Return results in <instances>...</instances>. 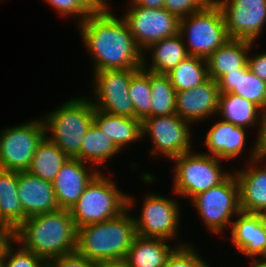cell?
<instances>
[{
    "label": "cell",
    "instance_id": "cell-1",
    "mask_svg": "<svg viewBox=\"0 0 266 267\" xmlns=\"http://www.w3.org/2000/svg\"><path fill=\"white\" fill-rule=\"evenodd\" d=\"M111 11L95 10L78 24L85 50L92 56L93 71L142 68L143 52L122 17Z\"/></svg>",
    "mask_w": 266,
    "mask_h": 267
},
{
    "label": "cell",
    "instance_id": "cell-2",
    "mask_svg": "<svg viewBox=\"0 0 266 267\" xmlns=\"http://www.w3.org/2000/svg\"><path fill=\"white\" fill-rule=\"evenodd\" d=\"M78 229L69 209L28 217L13 233V244L42 257L52 258L76 251Z\"/></svg>",
    "mask_w": 266,
    "mask_h": 267
},
{
    "label": "cell",
    "instance_id": "cell-3",
    "mask_svg": "<svg viewBox=\"0 0 266 267\" xmlns=\"http://www.w3.org/2000/svg\"><path fill=\"white\" fill-rule=\"evenodd\" d=\"M134 199L128 194V208L118 216L78 228L76 250L96 263L125 259L137 236L134 217L130 214Z\"/></svg>",
    "mask_w": 266,
    "mask_h": 267
},
{
    "label": "cell",
    "instance_id": "cell-4",
    "mask_svg": "<svg viewBox=\"0 0 266 267\" xmlns=\"http://www.w3.org/2000/svg\"><path fill=\"white\" fill-rule=\"evenodd\" d=\"M94 111L91 97L70 98L53 112L44 113L45 135L69 158L80 160L81 144L93 123Z\"/></svg>",
    "mask_w": 266,
    "mask_h": 267
},
{
    "label": "cell",
    "instance_id": "cell-5",
    "mask_svg": "<svg viewBox=\"0 0 266 267\" xmlns=\"http://www.w3.org/2000/svg\"><path fill=\"white\" fill-rule=\"evenodd\" d=\"M107 177L99 171L70 209L77 229L112 219L128 208V195L119 190L113 179Z\"/></svg>",
    "mask_w": 266,
    "mask_h": 267
},
{
    "label": "cell",
    "instance_id": "cell-6",
    "mask_svg": "<svg viewBox=\"0 0 266 267\" xmlns=\"http://www.w3.org/2000/svg\"><path fill=\"white\" fill-rule=\"evenodd\" d=\"M179 34L188 54L204 59L230 39L222 11L214 0L200 11L181 18Z\"/></svg>",
    "mask_w": 266,
    "mask_h": 267
},
{
    "label": "cell",
    "instance_id": "cell-7",
    "mask_svg": "<svg viewBox=\"0 0 266 267\" xmlns=\"http://www.w3.org/2000/svg\"><path fill=\"white\" fill-rule=\"evenodd\" d=\"M174 162L173 192L191 199L222 183L231 173L222 169L221 159L204 153L188 152Z\"/></svg>",
    "mask_w": 266,
    "mask_h": 267
},
{
    "label": "cell",
    "instance_id": "cell-8",
    "mask_svg": "<svg viewBox=\"0 0 266 267\" xmlns=\"http://www.w3.org/2000/svg\"><path fill=\"white\" fill-rule=\"evenodd\" d=\"M190 200L211 234L221 236L224 230L231 228L232 218L241 212L239 185L234 172L219 185L198 193Z\"/></svg>",
    "mask_w": 266,
    "mask_h": 267
},
{
    "label": "cell",
    "instance_id": "cell-9",
    "mask_svg": "<svg viewBox=\"0 0 266 267\" xmlns=\"http://www.w3.org/2000/svg\"><path fill=\"white\" fill-rule=\"evenodd\" d=\"M44 136L45 124L42 117L1 130L0 169L27 171L36 147Z\"/></svg>",
    "mask_w": 266,
    "mask_h": 267
},
{
    "label": "cell",
    "instance_id": "cell-10",
    "mask_svg": "<svg viewBox=\"0 0 266 267\" xmlns=\"http://www.w3.org/2000/svg\"><path fill=\"white\" fill-rule=\"evenodd\" d=\"M190 122L182 119L178 114L147 117L142 121V138H151L154 157L174 159L191 152L192 133Z\"/></svg>",
    "mask_w": 266,
    "mask_h": 267
},
{
    "label": "cell",
    "instance_id": "cell-11",
    "mask_svg": "<svg viewBox=\"0 0 266 267\" xmlns=\"http://www.w3.org/2000/svg\"><path fill=\"white\" fill-rule=\"evenodd\" d=\"M128 2L129 8L121 17L143 53L152 44L179 33L180 19L165 8H143Z\"/></svg>",
    "mask_w": 266,
    "mask_h": 267
},
{
    "label": "cell",
    "instance_id": "cell-12",
    "mask_svg": "<svg viewBox=\"0 0 266 267\" xmlns=\"http://www.w3.org/2000/svg\"><path fill=\"white\" fill-rule=\"evenodd\" d=\"M138 69H114L94 72L92 75L93 107L112 114L135 118V109L130 98L131 76ZM95 99V100H94Z\"/></svg>",
    "mask_w": 266,
    "mask_h": 267
},
{
    "label": "cell",
    "instance_id": "cell-13",
    "mask_svg": "<svg viewBox=\"0 0 266 267\" xmlns=\"http://www.w3.org/2000/svg\"><path fill=\"white\" fill-rule=\"evenodd\" d=\"M141 213L134 217L137 235L148 238L175 240L179 233L180 203L157 193L145 194Z\"/></svg>",
    "mask_w": 266,
    "mask_h": 267
},
{
    "label": "cell",
    "instance_id": "cell-14",
    "mask_svg": "<svg viewBox=\"0 0 266 267\" xmlns=\"http://www.w3.org/2000/svg\"><path fill=\"white\" fill-rule=\"evenodd\" d=\"M220 7L230 39L255 42L266 24V0H214Z\"/></svg>",
    "mask_w": 266,
    "mask_h": 267
},
{
    "label": "cell",
    "instance_id": "cell-15",
    "mask_svg": "<svg viewBox=\"0 0 266 267\" xmlns=\"http://www.w3.org/2000/svg\"><path fill=\"white\" fill-rule=\"evenodd\" d=\"M251 148L248 165L243 170H234V174L239 185L241 212L256 214L266 207V157L260 156L258 139Z\"/></svg>",
    "mask_w": 266,
    "mask_h": 267
},
{
    "label": "cell",
    "instance_id": "cell-16",
    "mask_svg": "<svg viewBox=\"0 0 266 267\" xmlns=\"http://www.w3.org/2000/svg\"><path fill=\"white\" fill-rule=\"evenodd\" d=\"M217 81L208 78L193 89L176 92V114L191 124L217 115L219 103Z\"/></svg>",
    "mask_w": 266,
    "mask_h": 267
},
{
    "label": "cell",
    "instance_id": "cell-17",
    "mask_svg": "<svg viewBox=\"0 0 266 267\" xmlns=\"http://www.w3.org/2000/svg\"><path fill=\"white\" fill-rule=\"evenodd\" d=\"M98 172L93 165L68 158L52 182L58 207L70 210Z\"/></svg>",
    "mask_w": 266,
    "mask_h": 267
},
{
    "label": "cell",
    "instance_id": "cell-18",
    "mask_svg": "<svg viewBox=\"0 0 266 267\" xmlns=\"http://www.w3.org/2000/svg\"><path fill=\"white\" fill-rule=\"evenodd\" d=\"M18 196L24 210V221L33 215L59 209L52 182L18 172Z\"/></svg>",
    "mask_w": 266,
    "mask_h": 267
},
{
    "label": "cell",
    "instance_id": "cell-19",
    "mask_svg": "<svg viewBox=\"0 0 266 267\" xmlns=\"http://www.w3.org/2000/svg\"><path fill=\"white\" fill-rule=\"evenodd\" d=\"M232 222L230 238L248 259H266V227L255 213L240 212Z\"/></svg>",
    "mask_w": 266,
    "mask_h": 267
},
{
    "label": "cell",
    "instance_id": "cell-20",
    "mask_svg": "<svg viewBox=\"0 0 266 267\" xmlns=\"http://www.w3.org/2000/svg\"><path fill=\"white\" fill-rule=\"evenodd\" d=\"M247 130L232 123L218 120L207 130L204 144L208 151L206 155L215 156L221 160H234L242 155L246 144Z\"/></svg>",
    "mask_w": 266,
    "mask_h": 267
},
{
    "label": "cell",
    "instance_id": "cell-21",
    "mask_svg": "<svg viewBox=\"0 0 266 267\" xmlns=\"http://www.w3.org/2000/svg\"><path fill=\"white\" fill-rule=\"evenodd\" d=\"M255 42L241 39H228L206 58L208 77L217 81L227 72L237 71L248 64V55Z\"/></svg>",
    "mask_w": 266,
    "mask_h": 267
},
{
    "label": "cell",
    "instance_id": "cell-22",
    "mask_svg": "<svg viewBox=\"0 0 266 267\" xmlns=\"http://www.w3.org/2000/svg\"><path fill=\"white\" fill-rule=\"evenodd\" d=\"M220 94L233 93L266 108V82L256 76L248 64L237 71L227 72L218 80Z\"/></svg>",
    "mask_w": 266,
    "mask_h": 267
},
{
    "label": "cell",
    "instance_id": "cell-23",
    "mask_svg": "<svg viewBox=\"0 0 266 267\" xmlns=\"http://www.w3.org/2000/svg\"><path fill=\"white\" fill-rule=\"evenodd\" d=\"M218 115L219 118L221 117L222 121L246 129L259 124L257 127L260 129L257 135L258 137L260 136L263 110L252 101L233 93L220 94L217 116Z\"/></svg>",
    "mask_w": 266,
    "mask_h": 267
},
{
    "label": "cell",
    "instance_id": "cell-24",
    "mask_svg": "<svg viewBox=\"0 0 266 267\" xmlns=\"http://www.w3.org/2000/svg\"><path fill=\"white\" fill-rule=\"evenodd\" d=\"M151 54L149 57L150 64L148 65V57L146 54ZM143 53V68L149 72L156 74H167L179 62L186 59L189 54L183 42L181 35L178 33L172 37L164 38L145 50ZM152 52V53H151ZM147 61V62H146Z\"/></svg>",
    "mask_w": 266,
    "mask_h": 267
},
{
    "label": "cell",
    "instance_id": "cell-25",
    "mask_svg": "<svg viewBox=\"0 0 266 267\" xmlns=\"http://www.w3.org/2000/svg\"><path fill=\"white\" fill-rule=\"evenodd\" d=\"M93 122L121 151L128 144L142 139V121L136 118L112 115L95 109Z\"/></svg>",
    "mask_w": 266,
    "mask_h": 267
},
{
    "label": "cell",
    "instance_id": "cell-26",
    "mask_svg": "<svg viewBox=\"0 0 266 267\" xmlns=\"http://www.w3.org/2000/svg\"><path fill=\"white\" fill-rule=\"evenodd\" d=\"M24 222L18 196V172L0 169V224L13 233Z\"/></svg>",
    "mask_w": 266,
    "mask_h": 267
},
{
    "label": "cell",
    "instance_id": "cell-27",
    "mask_svg": "<svg viewBox=\"0 0 266 267\" xmlns=\"http://www.w3.org/2000/svg\"><path fill=\"white\" fill-rule=\"evenodd\" d=\"M169 241L137 235L129 248L125 261L129 267H163L176 247Z\"/></svg>",
    "mask_w": 266,
    "mask_h": 267
},
{
    "label": "cell",
    "instance_id": "cell-28",
    "mask_svg": "<svg viewBox=\"0 0 266 267\" xmlns=\"http://www.w3.org/2000/svg\"><path fill=\"white\" fill-rule=\"evenodd\" d=\"M68 158L69 157L45 135L36 147L27 172L43 180L53 182L61 166Z\"/></svg>",
    "mask_w": 266,
    "mask_h": 267
},
{
    "label": "cell",
    "instance_id": "cell-29",
    "mask_svg": "<svg viewBox=\"0 0 266 267\" xmlns=\"http://www.w3.org/2000/svg\"><path fill=\"white\" fill-rule=\"evenodd\" d=\"M121 150L101 129L93 122L87 130L81 144L80 160L93 165L100 171L104 163L112 159ZM106 161V162H105ZM99 167V168H98Z\"/></svg>",
    "mask_w": 266,
    "mask_h": 267
},
{
    "label": "cell",
    "instance_id": "cell-30",
    "mask_svg": "<svg viewBox=\"0 0 266 267\" xmlns=\"http://www.w3.org/2000/svg\"><path fill=\"white\" fill-rule=\"evenodd\" d=\"M166 75L176 92L193 89L209 78L207 61L202 57L189 55Z\"/></svg>",
    "mask_w": 266,
    "mask_h": 267
},
{
    "label": "cell",
    "instance_id": "cell-31",
    "mask_svg": "<svg viewBox=\"0 0 266 267\" xmlns=\"http://www.w3.org/2000/svg\"><path fill=\"white\" fill-rule=\"evenodd\" d=\"M151 117L176 113V91L165 74L150 72Z\"/></svg>",
    "mask_w": 266,
    "mask_h": 267
},
{
    "label": "cell",
    "instance_id": "cell-32",
    "mask_svg": "<svg viewBox=\"0 0 266 267\" xmlns=\"http://www.w3.org/2000/svg\"><path fill=\"white\" fill-rule=\"evenodd\" d=\"M130 98L135 109V118L143 121L151 117L150 72L143 67L132 76L129 85Z\"/></svg>",
    "mask_w": 266,
    "mask_h": 267
},
{
    "label": "cell",
    "instance_id": "cell-33",
    "mask_svg": "<svg viewBox=\"0 0 266 267\" xmlns=\"http://www.w3.org/2000/svg\"><path fill=\"white\" fill-rule=\"evenodd\" d=\"M13 238L3 247V267H46L47 262L21 245L13 248Z\"/></svg>",
    "mask_w": 266,
    "mask_h": 267
},
{
    "label": "cell",
    "instance_id": "cell-34",
    "mask_svg": "<svg viewBox=\"0 0 266 267\" xmlns=\"http://www.w3.org/2000/svg\"><path fill=\"white\" fill-rule=\"evenodd\" d=\"M176 248L169 255L163 267H211L201 255L186 242L175 245Z\"/></svg>",
    "mask_w": 266,
    "mask_h": 267
},
{
    "label": "cell",
    "instance_id": "cell-35",
    "mask_svg": "<svg viewBox=\"0 0 266 267\" xmlns=\"http://www.w3.org/2000/svg\"><path fill=\"white\" fill-rule=\"evenodd\" d=\"M45 3L55 8L58 15L77 17V23L83 22L95 11L85 0H45Z\"/></svg>",
    "mask_w": 266,
    "mask_h": 267
},
{
    "label": "cell",
    "instance_id": "cell-36",
    "mask_svg": "<svg viewBox=\"0 0 266 267\" xmlns=\"http://www.w3.org/2000/svg\"><path fill=\"white\" fill-rule=\"evenodd\" d=\"M211 0H165L164 8L179 19L200 11Z\"/></svg>",
    "mask_w": 266,
    "mask_h": 267
},
{
    "label": "cell",
    "instance_id": "cell-37",
    "mask_svg": "<svg viewBox=\"0 0 266 267\" xmlns=\"http://www.w3.org/2000/svg\"><path fill=\"white\" fill-rule=\"evenodd\" d=\"M97 263L81 255L77 250L47 261L46 267H96Z\"/></svg>",
    "mask_w": 266,
    "mask_h": 267
},
{
    "label": "cell",
    "instance_id": "cell-38",
    "mask_svg": "<svg viewBox=\"0 0 266 267\" xmlns=\"http://www.w3.org/2000/svg\"><path fill=\"white\" fill-rule=\"evenodd\" d=\"M248 66L256 76L266 82V51L252 56L248 55Z\"/></svg>",
    "mask_w": 266,
    "mask_h": 267
},
{
    "label": "cell",
    "instance_id": "cell-39",
    "mask_svg": "<svg viewBox=\"0 0 266 267\" xmlns=\"http://www.w3.org/2000/svg\"><path fill=\"white\" fill-rule=\"evenodd\" d=\"M257 139L260 156L266 157V108L263 110L262 130Z\"/></svg>",
    "mask_w": 266,
    "mask_h": 267
},
{
    "label": "cell",
    "instance_id": "cell-40",
    "mask_svg": "<svg viewBox=\"0 0 266 267\" xmlns=\"http://www.w3.org/2000/svg\"><path fill=\"white\" fill-rule=\"evenodd\" d=\"M136 6L143 8H164L165 0H131Z\"/></svg>",
    "mask_w": 266,
    "mask_h": 267
},
{
    "label": "cell",
    "instance_id": "cell-41",
    "mask_svg": "<svg viewBox=\"0 0 266 267\" xmlns=\"http://www.w3.org/2000/svg\"><path fill=\"white\" fill-rule=\"evenodd\" d=\"M96 267H129L125 259L97 262Z\"/></svg>",
    "mask_w": 266,
    "mask_h": 267
},
{
    "label": "cell",
    "instance_id": "cell-42",
    "mask_svg": "<svg viewBox=\"0 0 266 267\" xmlns=\"http://www.w3.org/2000/svg\"><path fill=\"white\" fill-rule=\"evenodd\" d=\"M12 238V233L2 224H0V252L4 245Z\"/></svg>",
    "mask_w": 266,
    "mask_h": 267
},
{
    "label": "cell",
    "instance_id": "cell-43",
    "mask_svg": "<svg viewBox=\"0 0 266 267\" xmlns=\"http://www.w3.org/2000/svg\"><path fill=\"white\" fill-rule=\"evenodd\" d=\"M94 10H108L111 9L108 0H85ZM108 1V2H107Z\"/></svg>",
    "mask_w": 266,
    "mask_h": 267
},
{
    "label": "cell",
    "instance_id": "cell-44",
    "mask_svg": "<svg viewBox=\"0 0 266 267\" xmlns=\"http://www.w3.org/2000/svg\"><path fill=\"white\" fill-rule=\"evenodd\" d=\"M250 267H266V259H251Z\"/></svg>",
    "mask_w": 266,
    "mask_h": 267
},
{
    "label": "cell",
    "instance_id": "cell-45",
    "mask_svg": "<svg viewBox=\"0 0 266 267\" xmlns=\"http://www.w3.org/2000/svg\"><path fill=\"white\" fill-rule=\"evenodd\" d=\"M260 220H261V223L266 227V207L261 209L258 213H256Z\"/></svg>",
    "mask_w": 266,
    "mask_h": 267
},
{
    "label": "cell",
    "instance_id": "cell-46",
    "mask_svg": "<svg viewBox=\"0 0 266 267\" xmlns=\"http://www.w3.org/2000/svg\"><path fill=\"white\" fill-rule=\"evenodd\" d=\"M0 267H3V250L0 252Z\"/></svg>",
    "mask_w": 266,
    "mask_h": 267
}]
</instances>
